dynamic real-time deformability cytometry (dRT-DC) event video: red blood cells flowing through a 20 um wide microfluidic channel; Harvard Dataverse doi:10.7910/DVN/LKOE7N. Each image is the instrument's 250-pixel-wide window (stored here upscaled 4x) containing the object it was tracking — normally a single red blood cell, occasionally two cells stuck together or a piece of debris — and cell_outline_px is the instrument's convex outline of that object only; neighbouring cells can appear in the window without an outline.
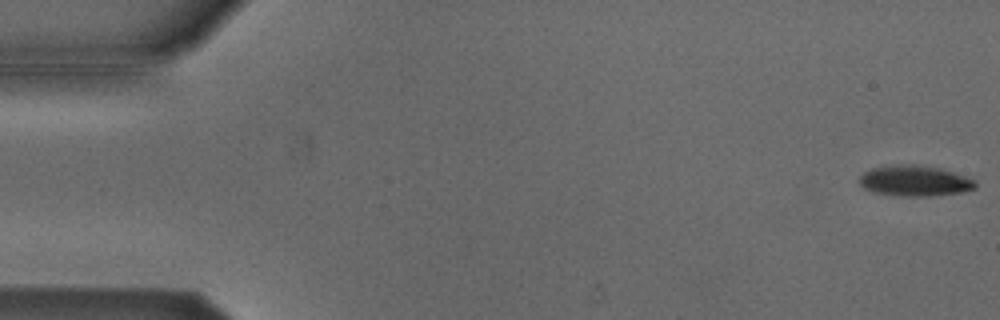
{"species": "Egyptian fruit bat (a non-hibernating species)", "species_latin": "Rousettus aegyptiacus", "temperature_condition": "cold", "stored_images_in_passage": 54, "camera_frame_rate_fps": 3000, "um_per_image_px": 0.085, "animal": {"sex": "male"}, "frame": {"image": 1, "passage_image": 1, "time_ms": 0.0, "image_size_px": [1000, 320], "cell_outline_px": [[976, 188], [960, 192], [928, 196], [904, 196], [872, 192], [864, 188], [860, 184], [860, 176], [864, 172], [872, 168], [908, 164], [912, 164], [940, 168], [976, 180]], "centroid_in_image_um": [77.75, 15.38], "position_along_channel_um": 7.2, "area_um2": 20.4}}
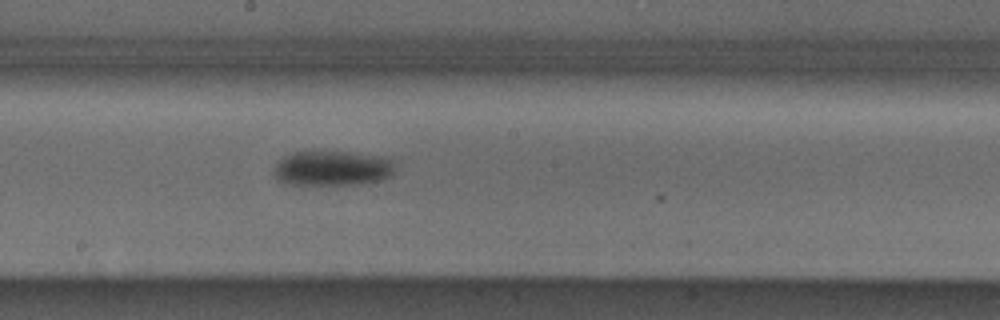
{"frame": {"image": 2, "passage_image": 29, "time_ms": 9.333, "image_size_px": [1000, 320], "cell_outline_px": [[396, 164], [392, 176], [380, 180], [360, 184], [284, 184], [276, 176], [272, 168], [284, 156], [292, 152], [348, 152], [384, 156], [392, 160]], "centroid_in_image_um": [28.29, 14.3], "position_along_channel_um": 219.9, "area_um2": 24.74}}
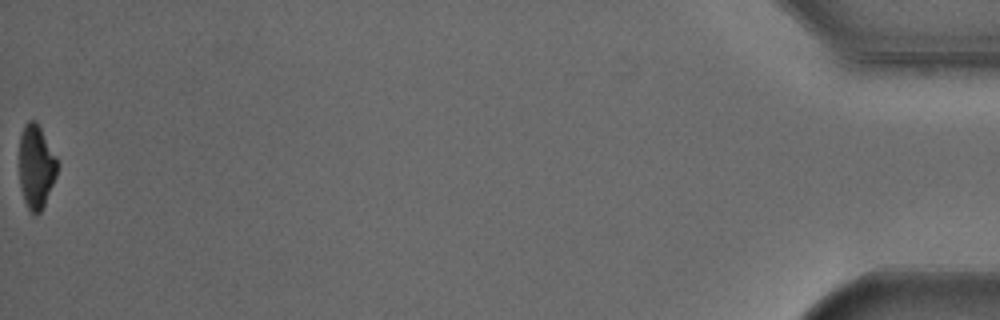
{"frame": {"image": 3, "passage_image": 54, "time_ms": 17.667, "image_size_px": [1000, 320], "cell_outline_px": [[56, 176], [44, 204], [40, 212], [36, 216], [28, 208], [24, 200], [20, 188], [20, 132], [24, 124], [28, 120], [36, 120], [56, 160]], "centroid_in_image_um": [3.03, 14.17], "position_along_channel_um": 432.2, "area_um2": 18.03}, "authors_computed_cell_mechanics": {"area_um2": 22.831, "velocity_mm_per_s": 3.8224, "shape_relaxation_time_tau1_ms": 3.5237, "shape_relaxation_time_tau2_ms": null, "deformation_change_tau1": 0.0847, "deformation_change_tau2": null}}